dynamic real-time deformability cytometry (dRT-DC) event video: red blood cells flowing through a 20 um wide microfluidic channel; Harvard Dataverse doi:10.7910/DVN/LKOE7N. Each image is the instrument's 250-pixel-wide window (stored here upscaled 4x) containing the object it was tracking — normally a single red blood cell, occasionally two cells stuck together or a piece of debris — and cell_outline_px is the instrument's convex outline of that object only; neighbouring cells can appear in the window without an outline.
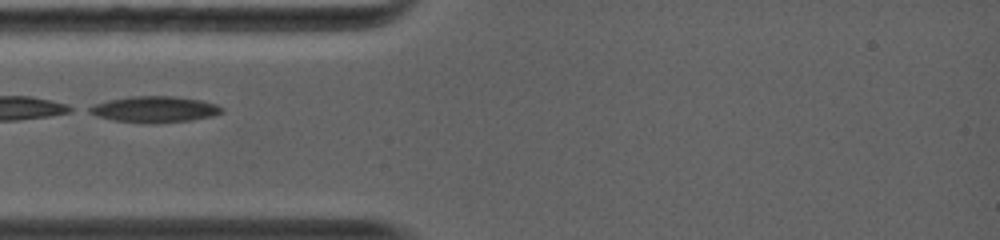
{"species": "common noctule bat (a hibernating species)", "species_latin": "Nyctalus noctula", "temperature_condition": "warm", "stored_images_in_passage": 10, "camera_frame_rate_fps": 5000, "um_per_image_px": 0.085, "animal": {"sex": "female", "body_mass_g": 19.0, "forearm_length_mm": 56.7}, "frame": {"image": 1, "passage_image": 1, "time_ms": 0.0, "image_size_px": [1000, 240], "cell_outline_px": [[224, 112], [212, 116], [192, 120], [112, 120], [96, 116], [88, 112], [84, 108], [92, 104], [108, 100], [128, 96], [172, 96], [200, 100], [216, 104], [224, 108]], "centroid_in_image_um": [13.1, 9.23], "position_along_channel_um": 71.9, "area_um2": 19.36}}